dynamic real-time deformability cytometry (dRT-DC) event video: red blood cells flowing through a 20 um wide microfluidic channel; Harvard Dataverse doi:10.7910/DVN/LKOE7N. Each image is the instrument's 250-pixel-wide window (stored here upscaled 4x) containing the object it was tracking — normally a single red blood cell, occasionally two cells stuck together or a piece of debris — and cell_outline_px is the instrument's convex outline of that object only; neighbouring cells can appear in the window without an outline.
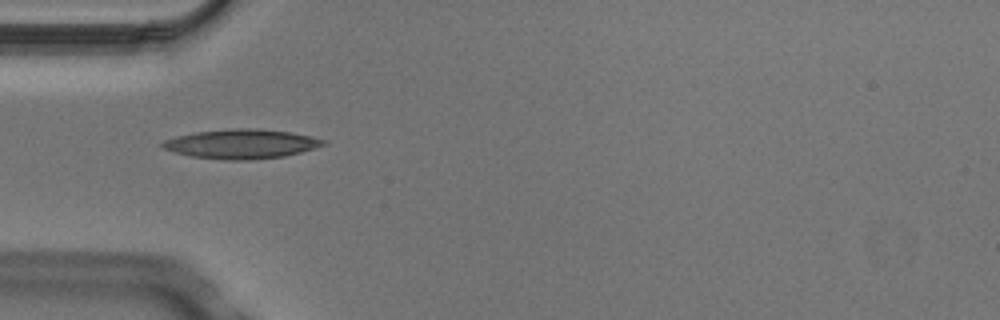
{"species": "Egyptian fruit bat (a non-hibernating species)", "species_latin": "Rousettus aegyptiacus", "temperature_condition": "cold", "stored_images_in_passage": 8, "camera_frame_rate_fps": 3000, "um_per_image_px": 0.085, "animal": {"sex": "male"}, "frame": {"image": 1, "passage_image": 4, "time_ms": 1.0, "image_size_px": [1000, 320], "cell_outline_px": [[328, 144], [300, 152], [284, 156], [248, 160], [224, 160], [192, 156], [176, 152], [164, 148], [160, 144], [164, 140], [176, 136], [196, 132], [236, 128], [256, 128], [288, 132], [312, 136], [328, 140]], "centroid_in_image_um": [20.56, 12.23], "position_along_channel_um": 64.4, "area_um2": 27.4}}
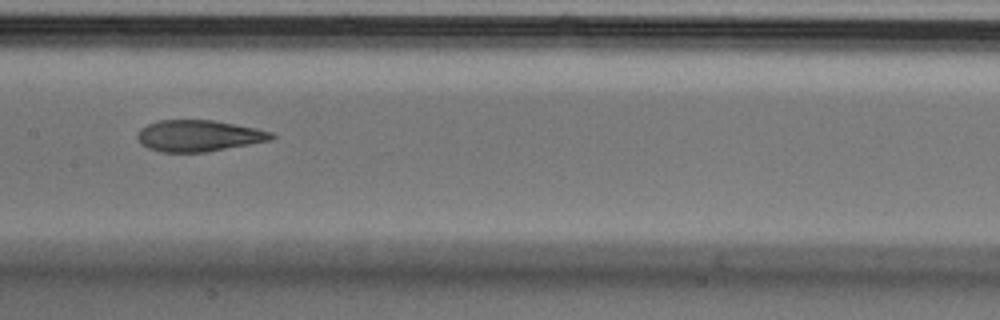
{"frame": {"image": 2, "passage_image": 7, "time_ms": 2.0, "image_size_px": [1000, 320], "cell_outline_px": [[276, 136], [272, 140], [204, 152], [160, 152], [148, 148], [140, 144], [136, 136], [136, 132], [140, 128], [148, 124], [160, 120], [212, 120], [256, 128], [272, 132]], "centroid_in_image_um": [16.85, 11.54], "position_along_channel_um": 190.5, "area_um2": 24.51}}
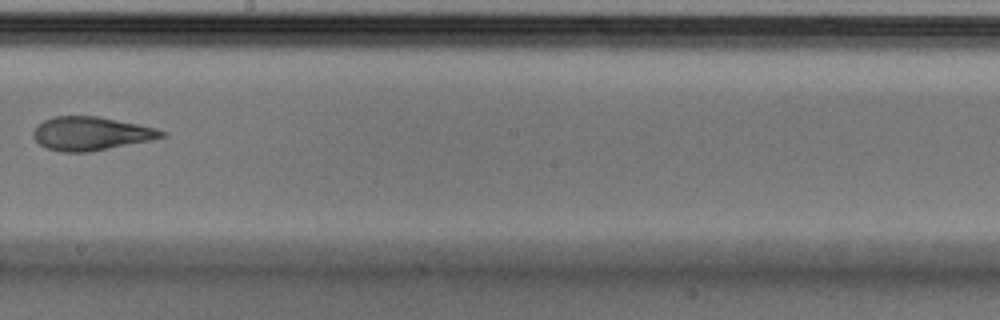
{"frame": {"image": 3, "passage_image": 8, "time_ms": 2.333, "image_size_px": [1000, 320], "cell_outline_px": [[168, 136], [152, 140], [88, 152], [60, 152], [48, 148], [40, 144], [32, 136], [32, 132], [36, 124], [44, 120], [56, 116], [100, 116], [140, 124], [156, 128], [168, 132]], "centroid_in_image_um": [7.76, 11.34], "position_along_channel_um": 240.4, "area_um2": 25.37}}